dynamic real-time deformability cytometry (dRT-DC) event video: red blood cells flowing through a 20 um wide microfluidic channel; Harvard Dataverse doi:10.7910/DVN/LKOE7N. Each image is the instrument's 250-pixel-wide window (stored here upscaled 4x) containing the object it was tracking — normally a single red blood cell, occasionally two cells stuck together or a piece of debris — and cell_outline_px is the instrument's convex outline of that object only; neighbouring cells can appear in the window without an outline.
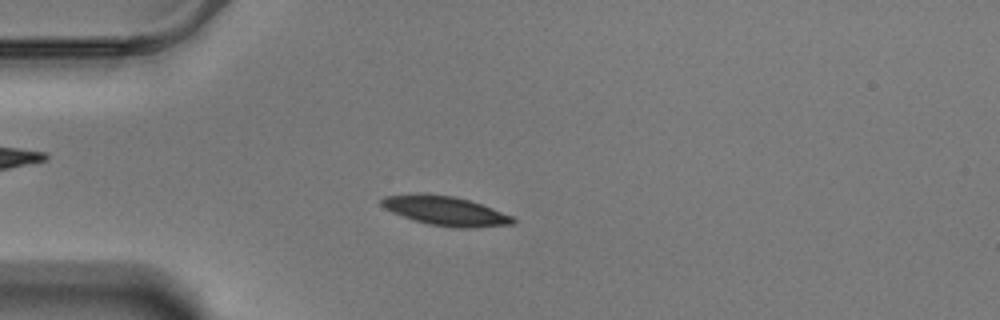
{"species": "Egyptian fruit bat (a non-hibernating species)", "species_latin": "Rousettus aegyptiacus", "temperature_condition": "warm", "stored_images_in_passage": 47, "camera_frame_rate_fps": 3000, "um_per_image_px": 0.085, "animal": {"sex": "male"}, "frame": {"image": 1, "passage_image": 4, "time_ms": 1.0, "image_size_px": [1000, 320], "cell_outline_px": [[516, 224], [472, 228], [460, 228], [428, 224], [412, 220], [392, 212], [384, 208], [380, 204], [380, 200], [384, 196], [416, 192], [452, 196], [468, 200], [492, 208], [512, 216], [516, 220]], "centroid_in_image_um": [37.82, 17.92], "position_along_channel_um": 47.2, "area_um2": 22.6}}
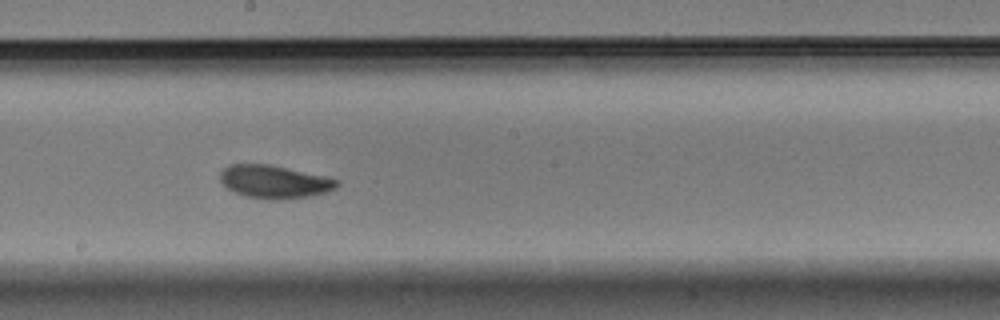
{"frame": {"image": 2, "passage_image": 21, "time_ms": 6.667, "image_size_px": [1000, 320], "cell_outline_px": [[340, 184], [336, 188], [324, 192], [308, 196], [280, 200], [272, 200], [244, 196], [232, 192], [220, 180], [220, 172], [228, 164], [268, 164], [324, 176], [340, 180]], "centroid_in_image_um": [23.29, 15.45], "position_along_channel_um": 224.9, "area_um2": 22.43}}
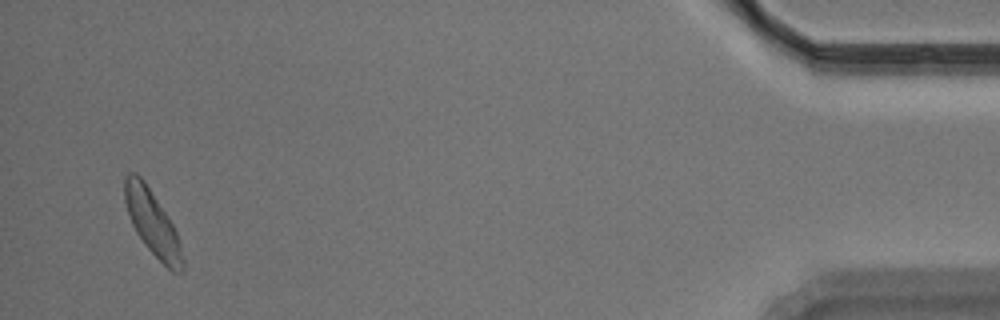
{"frame": {"image": 3, "passage_image": 45, "time_ms": 14.667, "image_size_px": [1000, 320], "cell_outline_px": [[184, 268], [180, 272], [172, 272], [144, 244], [136, 232], [132, 224], [124, 200], [124, 176], [128, 172], [136, 172], [144, 180], [172, 224], [176, 232], [184, 260]], "centroid_in_image_um": [12.93, 18.92], "position_along_channel_um": 422.3, "area_um2": 21.5}, "authors_computed_cell_mechanics": {"area_um2": 21.5016, "velocity_mm_per_s": 3.4336, "shape_relaxation_time_tau1_ms": 4.2312, "shape_relaxation_time_tau2_ms": 4.1678, "deformation_change_tau1": 0.1712, "deformation_change_tau2": 0.0994}}